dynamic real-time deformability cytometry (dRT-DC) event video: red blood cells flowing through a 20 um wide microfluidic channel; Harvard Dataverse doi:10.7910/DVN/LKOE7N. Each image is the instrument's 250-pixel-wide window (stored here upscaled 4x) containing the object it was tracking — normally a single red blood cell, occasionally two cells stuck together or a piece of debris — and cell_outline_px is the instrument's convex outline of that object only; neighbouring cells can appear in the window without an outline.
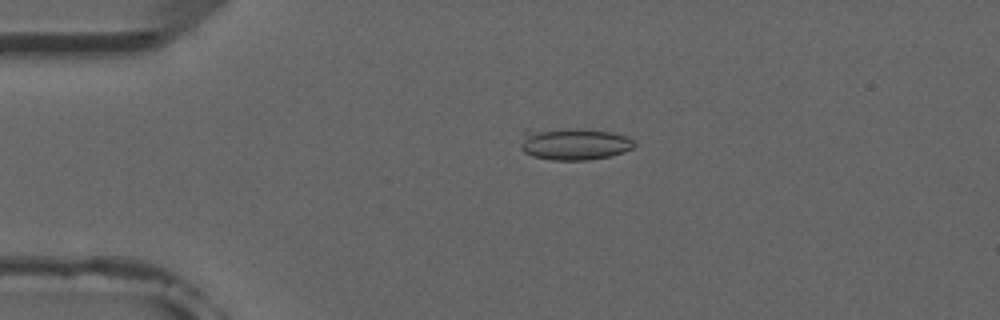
{"species": "common noctule bat (a hibernating species)", "species_latin": "Nyctalus noctula", "temperature_condition": "room temperature", "stored_images_in_passage": 6, "camera_frame_rate_fps": 3000, "um_per_image_px": 0.085, "animal": {"sex": "male", "forearm_length_mm": 52.5}, "frame": {"image": 1, "passage_image": 4, "time_ms": 3.667, "image_size_px": [1000, 320], "cell_outline_px": [[636, 144], [632, 148], [624, 152], [612, 156], [588, 160], [552, 160], [532, 156], [524, 152], [520, 148], [520, 144], [524, 128], [584, 128], [612, 132], [628, 136]], "centroid_in_image_um": [48.74, 12.2], "position_along_channel_um": 36.3, "area_um2": 22.02}}
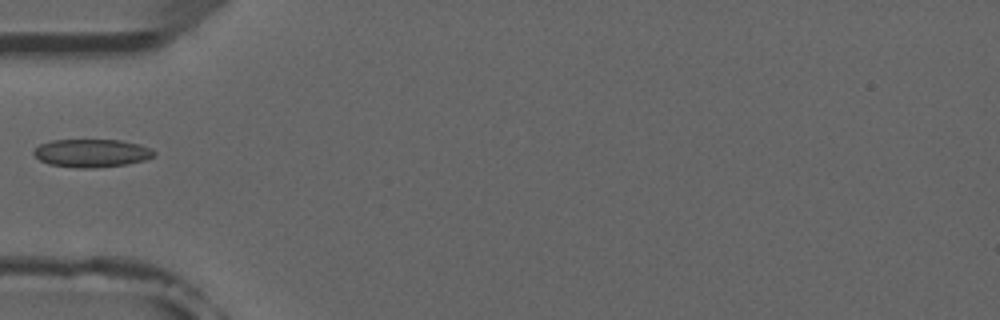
{"frame": {"image": 2, "passage_image": 5, "time_ms": 5.667, "image_size_px": [1000, 320], "cell_outline_px": [[156, 156], [144, 160], [124, 164], [96, 168], [76, 168], [48, 164], [40, 160], [32, 152], [40, 144], [52, 140], [120, 140], [140, 144], [152, 148], [156, 152]], "centroid_in_image_um": [7.82, 13.01], "position_along_channel_um": 77.2, "area_um2": 19.77}}
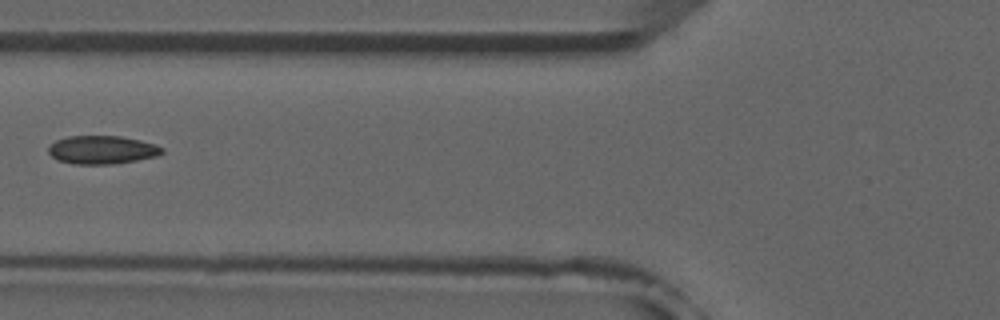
{"frame": {"image": 3, "passage_image": 6, "time_ms": 6.667, "image_size_px": [1000, 320], "cell_outline_px": [[164, 152], [156, 156], [136, 160], [112, 164], [76, 164], [60, 160], [52, 156], [48, 152], [48, 148], [56, 140], [68, 136], [120, 136], [140, 140], [156, 144], [164, 148]], "centroid_in_image_um": [8.7, 12.73], "position_along_channel_um": 117.1, "area_um2": 18.61}}